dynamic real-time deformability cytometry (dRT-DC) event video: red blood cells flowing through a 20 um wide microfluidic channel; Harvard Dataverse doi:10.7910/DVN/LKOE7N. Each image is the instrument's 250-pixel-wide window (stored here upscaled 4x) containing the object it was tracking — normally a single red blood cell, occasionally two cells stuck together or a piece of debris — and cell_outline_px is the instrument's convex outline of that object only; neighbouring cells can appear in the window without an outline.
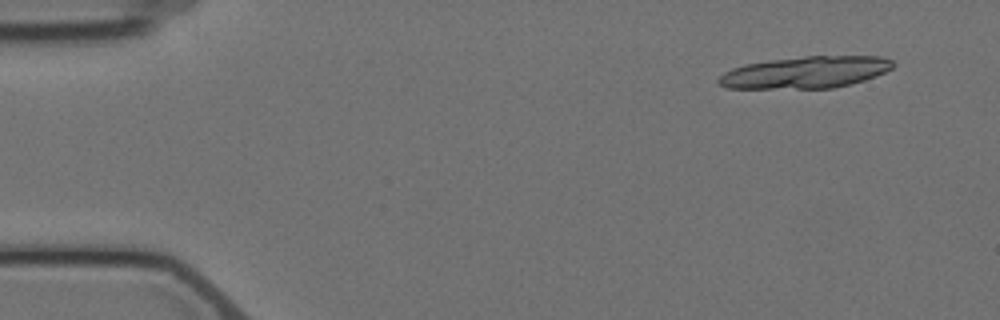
{"species": "Egyptian fruit bat (a non-hibernating species)", "species_latin": "Rousettus aegyptiacus", "temperature_condition": "cold", "stored_images_in_passage": 9, "segment_of_instrument_passage": [1, 2], "camera_frame_rate_fps": 3000, "um_per_image_px": 0.085, "animal": {"sex": "female"}, "frame": {"image": 1, "passage_image": 2, "time_ms": 1.0, "image_size_px": [1000, 320], "cell_outline_px": [[896, 64], [892, 68], [876, 76], [852, 84], [832, 88], [728, 88], [720, 84], [716, 80], [724, 72], [732, 68], [744, 64], [768, 60], [804, 56], [880, 56], [892, 60]], "centroid_in_image_um": [68.48, 6.14], "position_along_channel_um": 16.5, "area_um2": 32.43}}